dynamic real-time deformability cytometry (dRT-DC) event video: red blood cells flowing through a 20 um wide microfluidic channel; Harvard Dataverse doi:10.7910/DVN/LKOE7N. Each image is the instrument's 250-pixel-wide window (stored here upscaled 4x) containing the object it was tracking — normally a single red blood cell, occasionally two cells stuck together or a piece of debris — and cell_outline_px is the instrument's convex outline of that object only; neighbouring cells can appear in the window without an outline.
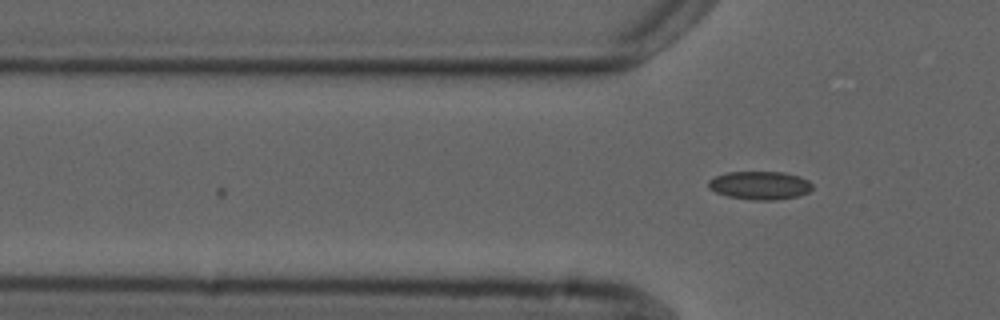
{"species": "common noctule bat (a hibernating species)", "species_latin": "Nyctalus noctula", "temperature_condition": "cold", "stored_images_in_passage": 2, "camera_frame_rate_fps": 3000, "um_per_image_px": 0.085, "animal": {"sex": "male", "forearm_length_mm": 52.5}, "frame": {"image": 1, "passage_image": 2, "time_ms": 1.0, "image_size_px": [1000, 320], "cell_outline_px": [[812, 188], [808, 192], [800, 196], [776, 200], [752, 200], [728, 196], [716, 192], [708, 188], [708, 180], [724, 172], [784, 172], [800, 176], [808, 180], [812, 184]], "centroid_in_image_um": [64.6, 15.75], "position_along_channel_um": 61.2, "area_um2": 17.28}}